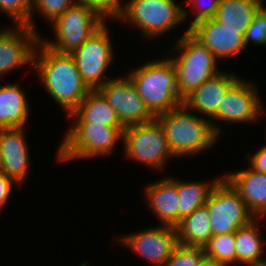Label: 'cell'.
I'll use <instances>...</instances> for the list:
<instances>
[{
  "instance_id": "6da1fadb",
  "label": "cell",
  "mask_w": 266,
  "mask_h": 266,
  "mask_svg": "<svg viewBox=\"0 0 266 266\" xmlns=\"http://www.w3.org/2000/svg\"><path fill=\"white\" fill-rule=\"evenodd\" d=\"M32 69L37 71L44 90L68 116L90 91L82 80L71 54H60L40 40L37 43Z\"/></svg>"
},
{
  "instance_id": "7a4b0ae2",
  "label": "cell",
  "mask_w": 266,
  "mask_h": 266,
  "mask_svg": "<svg viewBox=\"0 0 266 266\" xmlns=\"http://www.w3.org/2000/svg\"><path fill=\"white\" fill-rule=\"evenodd\" d=\"M156 119L163 126L169 150L174 157H191L214 147L219 140L211 120L190 111L184 104L162 113Z\"/></svg>"
},
{
  "instance_id": "3957f363",
  "label": "cell",
  "mask_w": 266,
  "mask_h": 266,
  "mask_svg": "<svg viewBox=\"0 0 266 266\" xmlns=\"http://www.w3.org/2000/svg\"><path fill=\"white\" fill-rule=\"evenodd\" d=\"M127 74L146 108L155 118L183 104L170 56L162 60L147 61Z\"/></svg>"
},
{
  "instance_id": "277c9868",
  "label": "cell",
  "mask_w": 266,
  "mask_h": 266,
  "mask_svg": "<svg viewBox=\"0 0 266 266\" xmlns=\"http://www.w3.org/2000/svg\"><path fill=\"white\" fill-rule=\"evenodd\" d=\"M185 30L170 50L171 53L175 52L173 55L179 51L178 55L170 56V58L175 69L177 87L182 100L205 81L222 72L220 68H217V62L220 63V61L214 57V54L196 40L188 29Z\"/></svg>"
},
{
  "instance_id": "5b68a950",
  "label": "cell",
  "mask_w": 266,
  "mask_h": 266,
  "mask_svg": "<svg viewBox=\"0 0 266 266\" xmlns=\"http://www.w3.org/2000/svg\"><path fill=\"white\" fill-rule=\"evenodd\" d=\"M124 129L125 127L103 124H73L67 129L58 146L56 159L61 163H67L78 159L110 156L122 141Z\"/></svg>"
},
{
  "instance_id": "8992f818",
  "label": "cell",
  "mask_w": 266,
  "mask_h": 266,
  "mask_svg": "<svg viewBox=\"0 0 266 266\" xmlns=\"http://www.w3.org/2000/svg\"><path fill=\"white\" fill-rule=\"evenodd\" d=\"M188 16L186 8L174 0H128L117 21L136 26L144 38L152 40L175 29Z\"/></svg>"
},
{
  "instance_id": "52a82bcc",
  "label": "cell",
  "mask_w": 266,
  "mask_h": 266,
  "mask_svg": "<svg viewBox=\"0 0 266 266\" xmlns=\"http://www.w3.org/2000/svg\"><path fill=\"white\" fill-rule=\"evenodd\" d=\"M122 144L126 158L156 169L157 172L164 169L168 160L175 158L169 150L164 128L156 118L147 123L125 127Z\"/></svg>"
},
{
  "instance_id": "ba28073f",
  "label": "cell",
  "mask_w": 266,
  "mask_h": 266,
  "mask_svg": "<svg viewBox=\"0 0 266 266\" xmlns=\"http://www.w3.org/2000/svg\"><path fill=\"white\" fill-rule=\"evenodd\" d=\"M105 23L94 11L76 2L51 23L54 40L43 39L40 34V41L60 54H72Z\"/></svg>"
},
{
  "instance_id": "9c48e42d",
  "label": "cell",
  "mask_w": 266,
  "mask_h": 266,
  "mask_svg": "<svg viewBox=\"0 0 266 266\" xmlns=\"http://www.w3.org/2000/svg\"><path fill=\"white\" fill-rule=\"evenodd\" d=\"M204 206L210 216L213 235L235 233L256 218L224 176L214 185Z\"/></svg>"
},
{
  "instance_id": "30bf717a",
  "label": "cell",
  "mask_w": 266,
  "mask_h": 266,
  "mask_svg": "<svg viewBox=\"0 0 266 266\" xmlns=\"http://www.w3.org/2000/svg\"><path fill=\"white\" fill-rule=\"evenodd\" d=\"M108 23L89 37L71 55L73 56L82 80L90 90L102 87L107 81L106 74L113 63L115 47L111 41ZM107 25V26H106ZM105 76V77H104Z\"/></svg>"
},
{
  "instance_id": "8fae6325",
  "label": "cell",
  "mask_w": 266,
  "mask_h": 266,
  "mask_svg": "<svg viewBox=\"0 0 266 266\" xmlns=\"http://www.w3.org/2000/svg\"><path fill=\"white\" fill-rule=\"evenodd\" d=\"M247 81L240 77L227 90L219 105L218 113L211 119V124L219 136L222 131L220 132L221 128L216 124L217 121L229 124L253 123L259 120L260 116L266 114L259 91H257L258 85L255 86L257 83Z\"/></svg>"
},
{
  "instance_id": "7c38bea8",
  "label": "cell",
  "mask_w": 266,
  "mask_h": 266,
  "mask_svg": "<svg viewBox=\"0 0 266 266\" xmlns=\"http://www.w3.org/2000/svg\"><path fill=\"white\" fill-rule=\"evenodd\" d=\"M118 241L125 249H131L153 266H163L179 245L176 228L166 225L132 232L122 236Z\"/></svg>"
},
{
  "instance_id": "4fadbf2b",
  "label": "cell",
  "mask_w": 266,
  "mask_h": 266,
  "mask_svg": "<svg viewBox=\"0 0 266 266\" xmlns=\"http://www.w3.org/2000/svg\"><path fill=\"white\" fill-rule=\"evenodd\" d=\"M112 78L98 90L116 112L124 127L153 121L155 117L146 108L127 74Z\"/></svg>"
},
{
  "instance_id": "5bb4252c",
  "label": "cell",
  "mask_w": 266,
  "mask_h": 266,
  "mask_svg": "<svg viewBox=\"0 0 266 266\" xmlns=\"http://www.w3.org/2000/svg\"><path fill=\"white\" fill-rule=\"evenodd\" d=\"M40 33L25 25L0 30V79L17 68L33 65Z\"/></svg>"
},
{
  "instance_id": "9a60e30c",
  "label": "cell",
  "mask_w": 266,
  "mask_h": 266,
  "mask_svg": "<svg viewBox=\"0 0 266 266\" xmlns=\"http://www.w3.org/2000/svg\"><path fill=\"white\" fill-rule=\"evenodd\" d=\"M189 33L218 61L247 50L241 29L223 26L214 18L197 23L189 29Z\"/></svg>"
},
{
  "instance_id": "2e32d148",
  "label": "cell",
  "mask_w": 266,
  "mask_h": 266,
  "mask_svg": "<svg viewBox=\"0 0 266 266\" xmlns=\"http://www.w3.org/2000/svg\"><path fill=\"white\" fill-rule=\"evenodd\" d=\"M25 128L0 129V171L20 186L29 180L30 151Z\"/></svg>"
},
{
  "instance_id": "e0dca14e",
  "label": "cell",
  "mask_w": 266,
  "mask_h": 266,
  "mask_svg": "<svg viewBox=\"0 0 266 266\" xmlns=\"http://www.w3.org/2000/svg\"><path fill=\"white\" fill-rule=\"evenodd\" d=\"M239 78L235 73L222 71L196 88L183 100V104L192 112L211 120L218 113L227 90Z\"/></svg>"
},
{
  "instance_id": "ac0fdd59",
  "label": "cell",
  "mask_w": 266,
  "mask_h": 266,
  "mask_svg": "<svg viewBox=\"0 0 266 266\" xmlns=\"http://www.w3.org/2000/svg\"><path fill=\"white\" fill-rule=\"evenodd\" d=\"M177 179L173 176L160 178L145 187V198L152 214L160 225L175 228L179 224L180 200L177 193Z\"/></svg>"
},
{
  "instance_id": "d6986e66",
  "label": "cell",
  "mask_w": 266,
  "mask_h": 266,
  "mask_svg": "<svg viewBox=\"0 0 266 266\" xmlns=\"http://www.w3.org/2000/svg\"><path fill=\"white\" fill-rule=\"evenodd\" d=\"M224 177L239 192L251 213L262 219L266 215V174L252 168L225 174Z\"/></svg>"
},
{
  "instance_id": "ffe728a7",
  "label": "cell",
  "mask_w": 266,
  "mask_h": 266,
  "mask_svg": "<svg viewBox=\"0 0 266 266\" xmlns=\"http://www.w3.org/2000/svg\"><path fill=\"white\" fill-rule=\"evenodd\" d=\"M28 101L20 85L0 84V129L25 128L30 116Z\"/></svg>"
},
{
  "instance_id": "44dd1931",
  "label": "cell",
  "mask_w": 266,
  "mask_h": 266,
  "mask_svg": "<svg viewBox=\"0 0 266 266\" xmlns=\"http://www.w3.org/2000/svg\"><path fill=\"white\" fill-rule=\"evenodd\" d=\"M73 124H103L124 127L116 112L98 90H90L80 104L68 115Z\"/></svg>"
},
{
  "instance_id": "7402d4cb",
  "label": "cell",
  "mask_w": 266,
  "mask_h": 266,
  "mask_svg": "<svg viewBox=\"0 0 266 266\" xmlns=\"http://www.w3.org/2000/svg\"><path fill=\"white\" fill-rule=\"evenodd\" d=\"M263 1V2H262ZM265 0H220L214 19L223 26L245 32Z\"/></svg>"
},
{
  "instance_id": "603a6c76",
  "label": "cell",
  "mask_w": 266,
  "mask_h": 266,
  "mask_svg": "<svg viewBox=\"0 0 266 266\" xmlns=\"http://www.w3.org/2000/svg\"><path fill=\"white\" fill-rule=\"evenodd\" d=\"M208 210L195 209L175 227L178 242L184 246L204 247L213 236Z\"/></svg>"
},
{
  "instance_id": "cb8c5ba5",
  "label": "cell",
  "mask_w": 266,
  "mask_h": 266,
  "mask_svg": "<svg viewBox=\"0 0 266 266\" xmlns=\"http://www.w3.org/2000/svg\"><path fill=\"white\" fill-rule=\"evenodd\" d=\"M258 221L259 218H255L235 232L237 266H240L238 264L246 266L266 260L265 253H263L265 251L264 240H262Z\"/></svg>"
},
{
  "instance_id": "d4e9b609",
  "label": "cell",
  "mask_w": 266,
  "mask_h": 266,
  "mask_svg": "<svg viewBox=\"0 0 266 266\" xmlns=\"http://www.w3.org/2000/svg\"><path fill=\"white\" fill-rule=\"evenodd\" d=\"M220 177L211 181H181L177 180V193L179 196V222L189 216L195 209L204 206L212 188Z\"/></svg>"
},
{
  "instance_id": "484cf974",
  "label": "cell",
  "mask_w": 266,
  "mask_h": 266,
  "mask_svg": "<svg viewBox=\"0 0 266 266\" xmlns=\"http://www.w3.org/2000/svg\"><path fill=\"white\" fill-rule=\"evenodd\" d=\"M207 258L216 260L226 266L236 265L235 233L213 235L204 246Z\"/></svg>"
},
{
  "instance_id": "4316f807",
  "label": "cell",
  "mask_w": 266,
  "mask_h": 266,
  "mask_svg": "<svg viewBox=\"0 0 266 266\" xmlns=\"http://www.w3.org/2000/svg\"><path fill=\"white\" fill-rule=\"evenodd\" d=\"M75 3L76 0H33V12L28 27L39 33L34 24L35 20L33 19V17H35L33 15H35L36 12H38L39 15H43V18L51 24Z\"/></svg>"
},
{
  "instance_id": "83f0119b",
  "label": "cell",
  "mask_w": 266,
  "mask_h": 266,
  "mask_svg": "<svg viewBox=\"0 0 266 266\" xmlns=\"http://www.w3.org/2000/svg\"><path fill=\"white\" fill-rule=\"evenodd\" d=\"M0 12L12 18L14 25L28 26L33 12V0H0Z\"/></svg>"
},
{
  "instance_id": "f1b7e54d",
  "label": "cell",
  "mask_w": 266,
  "mask_h": 266,
  "mask_svg": "<svg viewBox=\"0 0 266 266\" xmlns=\"http://www.w3.org/2000/svg\"><path fill=\"white\" fill-rule=\"evenodd\" d=\"M205 257L204 247L179 244L163 266H199Z\"/></svg>"
},
{
  "instance_id": "f546056e",
  "label": "cell",
  "mask_w": 266,
  "mask_h": 266,
  "mask_svg": "<svg viewBox=\"0 0 266 266\" xmlns=\"http://www.w3.org/2000/svg\"><path fill=\"white\" fill-rule=\"evenodd\" d=\"M244 41L246 48L249 42L256 46L264 45L266 47V7L264 4L255 13L245 32Z\"/></svg>"
},
{
  "instance_id": "4dcf8cb0",
  "label": "cell",
  "mask_w": 266,
  "mask_h": 266,
  "mask_svg": "<svg viewBox=\"0 0 266 266\" xmlns=\"http://www.w3.org/2000/svg\"><path fill=\"white\" fill-rule=\"evenodd\" d=\"M76 2L91 9L105 21L108 18L112 21L118 20L123 6L122 0H76Z\"/></svg>"
},
{
  "instance_id": "1f68e13d",
  "label": "cell",
  "mask_w": 266,
  "mask_h": 266,
  "mask_svg": "<svg viewBox=\"0 0 266 266\" xmlns=\"http://www.w3.org/2000/svg\"><path fill=\"white\" fill-rule=\"evenodd\" d=\"M207 1L206 0H187L186 1L189 6L190 4L191 6H193L190 9L195 8V9H192V10H195V12L193 13L194 18H193V21L190 23V25H188L189 26L187 28L188 30L199 22H202L204 20H209L215 17L220 0H211V1L209 0L208 2Z\"/></svg>"
},
{
  "instance_id": "d6a6232c",
  "label": "cell",
  "mask_w": 266,
  "mask_h": 266,
  "mask_svg": "<svg viewBox=\"0 0 266 266\" xmlns=\"http://www.w3.org/2000/svg\"><path fill=\"white\" fill-rule=\"evenodd\" d=\"M14 185L19 186L20 184L12 177L0 171V214L7 202H9V199H11L10 196Z\"/></svg>"
},
{
  "instance_id": "836d02e7",
  "label": "cell",
  "mask_w": 266,
  "mask_h": 266,
  "mask_svg": "<svg viewBox=\"0 0 266 266\" xmlns=\"http://www.w3.org/2000/svg\"><path fill=\"white\" fill-rule=\"evenodd\" d=\"M246 158L250 168L266 174V144L255 151L254 154L249 152Z\"/></svg>"
},
{
  "instance_id": "e575fe53",
  "label": "cell",
  "mask_w": 266,
  "mask_h": 266,
  "mask_svg": "<svg viewBox=\"0 0 266 266\" xmlns=\"http://www.w3.org/2000/svg\"><path fill=\"white\" fill-rule=\"evenodd\" d=\"M199 266H226L216 260L205 257Z\"/></svg>"
},
{
  "instance_id": "d590c367",
  "label": "cell",
  "mask_w": 266,
  "mask_h": 266,
  "mask_svg": "<svg viewBox=\"0 0 266 266\" xmlns=\"http://www.w3.org/2000/svg\"><path fill=\"white\" fill-rule=\"evenodd\" d=\"M246 266H266V260L262 261V262H257V263H253V264H249Z\"/></svg>"
}]
</instances>
